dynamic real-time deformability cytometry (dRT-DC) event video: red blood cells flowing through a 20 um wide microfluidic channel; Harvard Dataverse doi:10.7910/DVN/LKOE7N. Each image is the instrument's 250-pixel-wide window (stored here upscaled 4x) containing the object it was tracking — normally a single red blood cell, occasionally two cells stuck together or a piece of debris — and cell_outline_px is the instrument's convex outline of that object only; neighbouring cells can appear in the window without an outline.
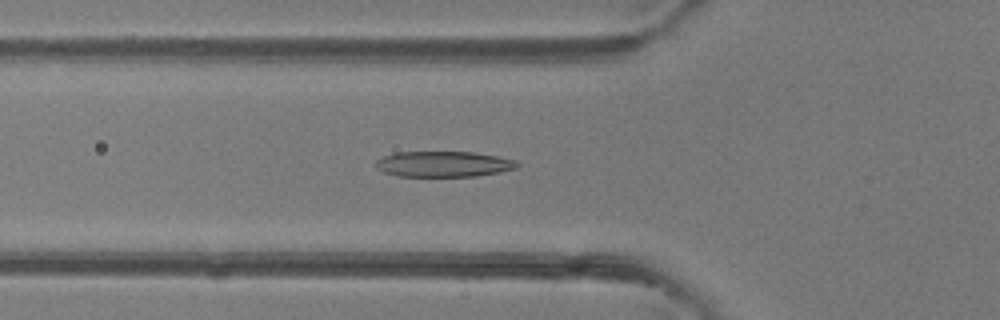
{"species": "common noctule bat (a hibernating species)", "species_latin": "Nyctalus noctula", "temperature_condition": "room temperature", "stored_images_in_passage": 45, "camera_frame_rate_fps": 3000, "um_per_image_px": 0.085, "animal": {"sex": "female"}, "frame": {"image": 1, "passage_image": 14, "time_ms": 4.333, "image_size_px": [1000, 320], "cell_outline_px": [[520, 168], [500, 172], [476, 176], [396, 176], [384, 172], [376, 168], [376, 160], [384, 156], [396, 152], [472, 152], [496, 156], [516, 160], [520, 164]], "centroid_in_image_um": [37.73, 13.95], "position_along_channel_um": 88.1, "area_um2": 21.21}}
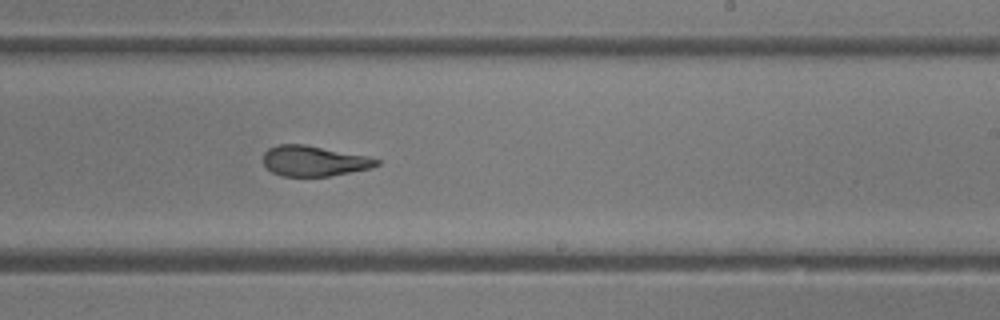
{"frame": {"image": 2, "passage_image": 26, "time_ms": 8.333, "image_size_px": [1000, 320], "cell_outline_px": [[380, 164], [372, 168], [328, 176], [280, 176], [272, 172], [264, 164], [264, 152], [268, 148], [280, 144], [304, 144], [368, 156], [380, 160]], "centroid_in_image_um": [26.7, 13.68], "position_along_channel_um": 262.3, "area_um2": 20.06}}
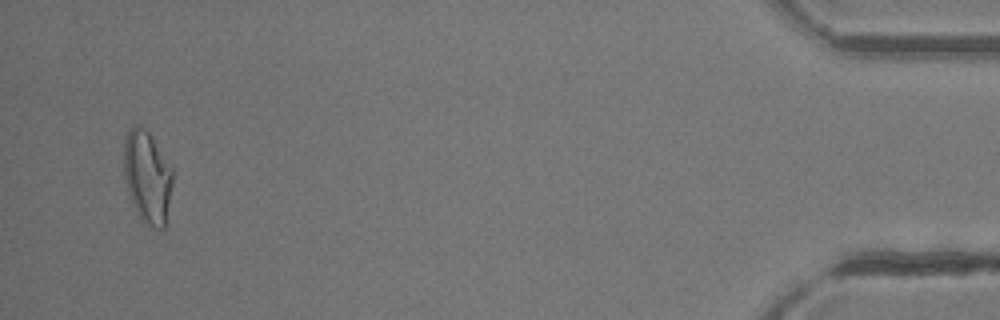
{"frame": {"image": 3, "passage_image": 43, "time_ms": 14.0, "image_size_px": [1000, 320], "cell_outline_px": [[172, 184], [164, 228], [156, 228], [148, 224], [140, 216], [132, 200], [124, 176], [124, 140], [132, 124], [140, 124], [148, 132], [172, 168]], "centroid_in_image_um": [12.51, 14.97], "position_along_channel_um": 422.7, "area_um2": 25.55}, "authors_computed_cell_mechanics": {"area_um2": 21.964, "velocity_mm_per_s": 4.3393, "shape_relaxation_time_tau1_ms": 5.3637, "shape_relaxation_time_tau2_ms": 1.8993, "deformation_change_tau1": 0.2287, "deformation_change_tau2": 0.1196}}